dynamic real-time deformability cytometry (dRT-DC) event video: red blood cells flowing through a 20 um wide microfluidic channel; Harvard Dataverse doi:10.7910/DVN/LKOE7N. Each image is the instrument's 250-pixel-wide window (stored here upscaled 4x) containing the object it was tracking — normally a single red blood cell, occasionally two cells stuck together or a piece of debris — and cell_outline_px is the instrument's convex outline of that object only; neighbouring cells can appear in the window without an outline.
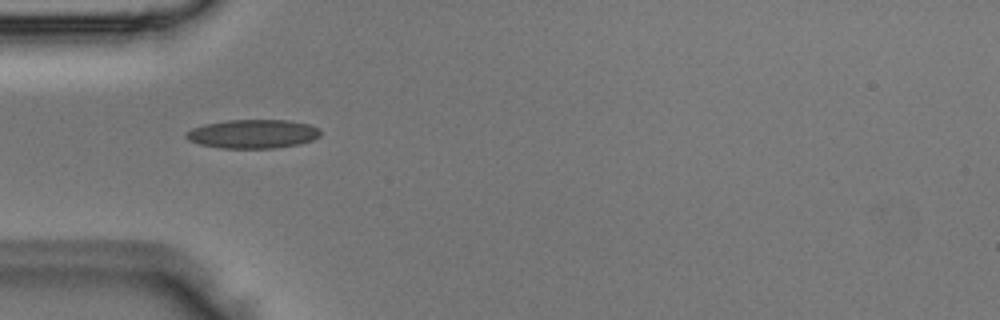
{"species": "Egyptian fruit bat (a non-hibernating species)", "species_latin": "Rousettus aegyptiacus", "temperature_condition": "room temperature", "stored_images_in_passage": 2, "camera_frame_rate_fps": 3000, "um_per_image_px": 0.085, "animal": {"sex": "male"}, "frame": {"image": 1, "passage_image": 1, "time_ms": 0.0, "image_size_px": [1000, 320], "cell_outline_px": [[320, 136], [312, 140], [300, 144], [276, 148], [220, 148], [200, 144], [188, 140], [184, 136], [184, 132], [192, 128], [204, 124], [228, 120], [288, 120], [308, 124], [316, 128], [320, 132]], "centroid_in_image_um": [21.45, 11.38], "position_along_channel_um": 63.5, "area_um2": 22.6}}
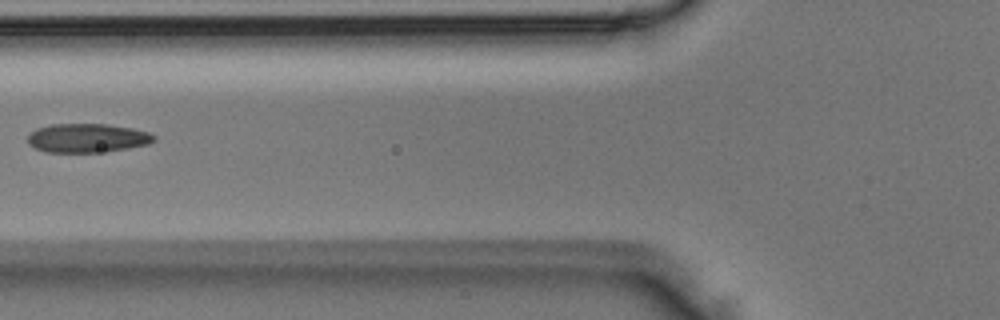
{"frame": {"image": 2, "passage_image": 2, "time_ms": 0.333, "image_size_px": [1000, 320], "cell_outline_px": [[156, 140], [148, 144], [124, 148], [96, 152], [48, 152], [36, 148], [28, 144], [28, 136], [36, 128], [52, 124], [108, 124], [132, 128], [148, 132], [156, 136]], "centroid_in_image_um": [7.41, 11.72], "position_along_channel_um": 118.4, "area_um2": 21.04}}